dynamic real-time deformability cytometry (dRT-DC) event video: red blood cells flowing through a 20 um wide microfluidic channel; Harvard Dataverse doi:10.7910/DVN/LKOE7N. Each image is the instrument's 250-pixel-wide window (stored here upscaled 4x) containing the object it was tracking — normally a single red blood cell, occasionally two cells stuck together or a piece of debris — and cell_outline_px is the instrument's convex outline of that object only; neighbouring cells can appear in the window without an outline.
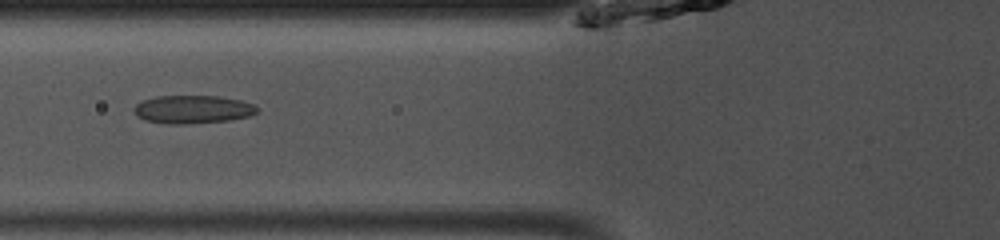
{"species": "common noctule bat (a hibernating species)", "species_latin": "Nyctalus noctula", "temperature_condition": "room temperature", "stored_images_in_passage": 38, "camera_frame_rate_fps": 3000, "um_per_image_px": 0.085, "animal": {"sex": "male", "body_mass_g": 13.0, "forearm_length_mm": 53.1}, "frame": {"image": 1, "passage_image": 8, "time_ms": 2.333, "image_size_px": [1000, 240], "cell_outline_px": [[260, 112], [248, 116], [228, 120], [184, 124], [168, 124], [144, 120], [136, 116], [132, 108], [136, 104], [144, 100], [156, 96], [220, 96], [240, 100], [252, 104], [260, 108]], "centroid_in_image_um": [16.37, 9.3], "position_along_channel_um": 109.4, "area_um2": 20.29}}
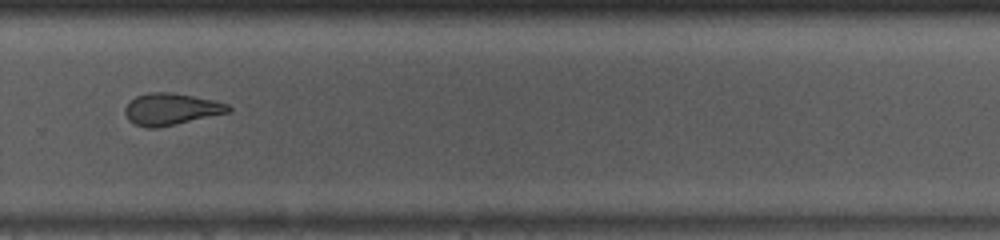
{"frame": {"image": 2, "passage_image": 23, "time_ms": 7.333, "image_size_px": [1000, 240], "cell_outline_px": [[232, 112], [176, 124], [156, 128], [148, 128], [136, 124], [128, 120], [124, 112], [124, 108], [136, 96], [148, 92], [172, 92], [212, 100], [228, 104], [232, 108]], "centroid_in_image_um": [14.55, 9.28], "position_along_channel_um": 315.2, "area_um2": 19.13}}
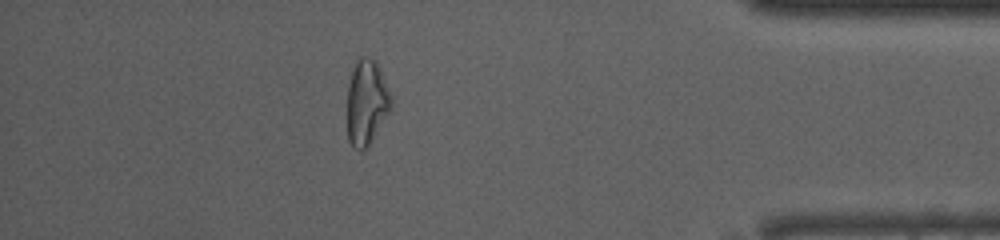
{"frame": {"image": 3, "passage_image": 32, "time_ms": 10.333, "image_size_px": [1000, 240], "cell_outline_px": [[392, 108], [368, 144], [364, 148], [352, 148], [348, 140], [348, 84], [356, 60], [360, 56], [364, 56], [376, 60], [380, 68], [392, 96]], "centroid_in_image_um": [31.17, 8.64], "position_along_channel_um": 404.0, "area_um2": 21.62}, "authors_computed_cell_mechanics": {"area_um2": 20.0566, "velocity_mm_per_s": 4.1109, "shape_relaxation_time_tau1_ms": null, "shape_relaxation_time_tau2_ms": 2.2755, "deformation_change_tau1": null, "deformation_change_tau2": 0.1048}}